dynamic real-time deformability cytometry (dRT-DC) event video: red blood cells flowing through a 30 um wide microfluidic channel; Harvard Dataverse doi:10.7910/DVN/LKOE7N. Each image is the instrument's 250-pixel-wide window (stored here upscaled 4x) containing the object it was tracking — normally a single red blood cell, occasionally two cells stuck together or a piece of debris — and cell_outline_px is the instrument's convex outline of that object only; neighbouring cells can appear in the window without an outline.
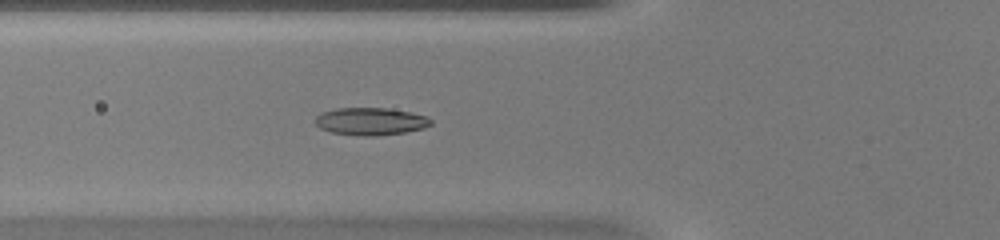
{"species": "common noctule bat (a hibernating species)", "species_latin": "Nyctalus noctula", "temperature_condition": "warm", "stored_images_in_passage": 32, "camera_frame_rate_fps": 3000, "um_per_image_px": 0.085, "animal": {"sex": "female", "body_mass_g": 20.0, "forearm_length_mm": 54.0}, "frame": {"image": 1, "passage_image": 3, "time_ms": 0.667, "image_size_px": [1000, 240], "cell_outline_px": [[432, 124], [424, 128], [404, 132], [376, 136], [364, 136], [332, 132], [320, 128], [316, 124], [316, 116], [320, 112], [336, 108], [384, 108], [412, 112], [428, 116], [432, 120]], "centroid_in_image_um": [31.52, 10.31], "position_along_channel_um": 94.3, "area_um2": 18.55}}
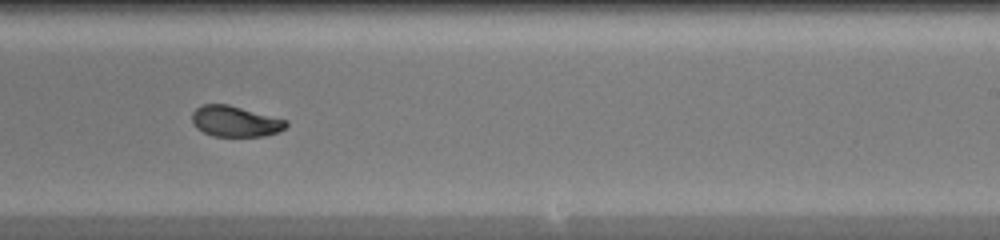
{"frame": {"image": 2, "passage_image": 15, "time_ms": 4.667, "image_size_px": [1000, 240], "cell_outline_px": [[288, 124], [284, 128], [276, 132], [264, 136], [212, 136], [196, 128], [192, 124], [192, 112], [196, 108], [204, 104], [228, 104], [288, 120]], "centroid_in_image_um": [19.97, 10.31], "position_along_channel_um": 269.0, "area_um2": 16.88}}
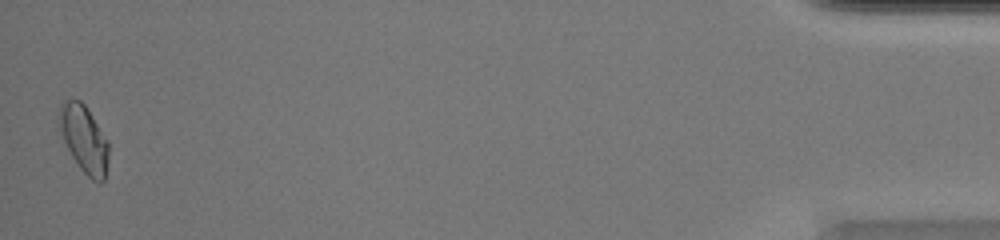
{"frame": {"image": 3, "passage_image": 32, "time_ms": 10.333, "image_size_px": [1000, 240], "cell_outline_px": [[108, 160], [104, 180], [100, 184], [92, 180], [80, 168], [72, 156], [64, 140], [60, 124], [60, 104], [64, 100], [80, 100], [84, 104], [108, 140]], "centroid_in_image_um": [7.18, 11.84], "position_along_channel_um": 428.0, "area_um2": 18.9}}